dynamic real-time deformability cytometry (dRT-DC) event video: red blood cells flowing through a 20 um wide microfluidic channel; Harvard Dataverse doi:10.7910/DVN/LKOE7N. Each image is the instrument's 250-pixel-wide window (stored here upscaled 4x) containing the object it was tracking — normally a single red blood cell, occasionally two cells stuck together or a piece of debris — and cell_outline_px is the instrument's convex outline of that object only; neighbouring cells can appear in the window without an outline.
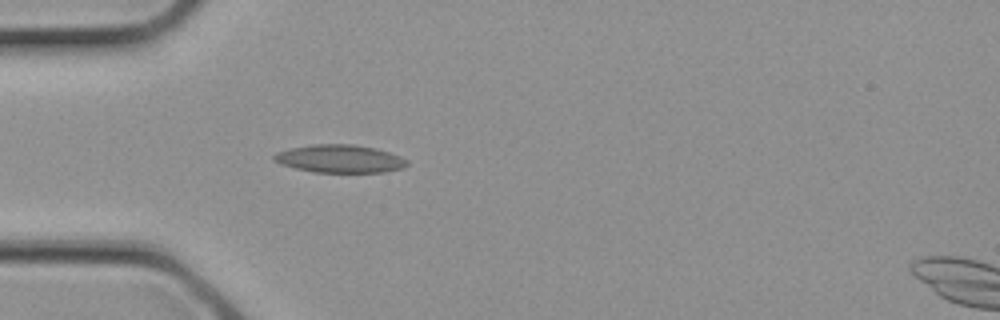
{"species": "common noctule bat (a hibernating species)", "species_latin": "Nyctalus noctula", "temperature_condition": "cold", "stored_images_in_passage": 4, "camera_frame_rate_fps": 3000, "um_per_image_px": 0.085, "animal": {"sex": "female", "body_mass_g": 21.9}, "frame": {"image": 1, "passage_image": 3, "time_ms": 0.667, "image_size_px": [1000, 320], "cell_outline_px": [[408, 164], [404, 168], [384, 172], [312, 172], [280, 164], [272, 160], [272, 156], [276, 152], [288, 148], [312, 144], [356, 144], [376, 148], [400, 156], [408, 160]], "centroid_in_image_um": [28.86, 13.48], "position_along_channel_um": 56.1, "area_um2": 21.91}}